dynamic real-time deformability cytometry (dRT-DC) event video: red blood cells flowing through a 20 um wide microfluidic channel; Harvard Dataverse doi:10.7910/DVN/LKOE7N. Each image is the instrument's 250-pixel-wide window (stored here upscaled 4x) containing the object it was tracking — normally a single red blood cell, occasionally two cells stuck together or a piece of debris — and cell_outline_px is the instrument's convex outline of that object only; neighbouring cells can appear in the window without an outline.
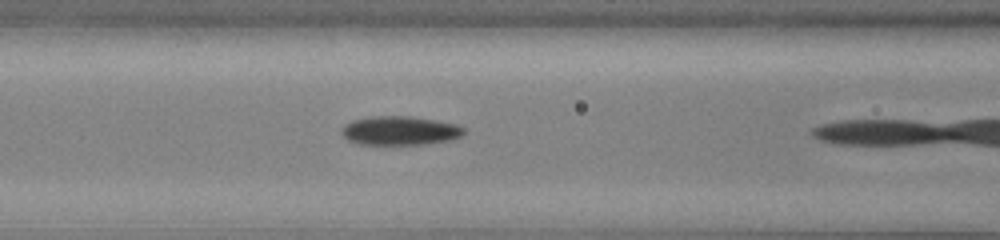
{"species": "common noctule bat (a hibernating species)", "species_latin": "Nyctalus noctula", "temperature_condition": "cold", "stored_images_in_passage": 10, "camera_frame_rate_fps": 3000, "um_per_image_px": 0.085, "animal": {"sex": "male", "body_mass_g": 13.0, "forearm_length_mm": 53.1}, "frame": {"image": 1, "passage_image": 6, "time_ms": 1.667, "image_size_px": [1000, 240], "cell_outline_px": [[464, 132], [460, 136], [448, 140], [424, 144], [360, 144], [348, 140], [340, 132], [340, 128], [344, 124], [352, 120], [372, 116], [408, 116], [436, 120], [456, 124], [464, 128]], "centroid_in_image_um": [33.94, 11.09], "position_along_channel_um": 132.7, "area_um2": 20.52}}
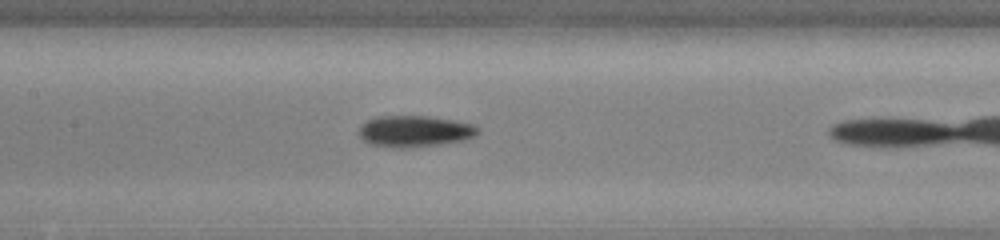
{"frame": {"image": 2, "passage_image": 9, "time_ms": 2.667, "image_size_px": [1000, 240], "cell_outline_px": [[480, 132], [476, 136], [464, 140], [440, 144], [408, 148], [396, 148], [372, 144], [364, 140], [360, 136], [360, 128], [368, 120], [376, 116], [428, 116], [452, 120], [472, 124], [480, 128]], "centroid_in_image_um": [35.29, 11.16], "position_along_channel_um": 172.1, "area_um2": 21.62}}